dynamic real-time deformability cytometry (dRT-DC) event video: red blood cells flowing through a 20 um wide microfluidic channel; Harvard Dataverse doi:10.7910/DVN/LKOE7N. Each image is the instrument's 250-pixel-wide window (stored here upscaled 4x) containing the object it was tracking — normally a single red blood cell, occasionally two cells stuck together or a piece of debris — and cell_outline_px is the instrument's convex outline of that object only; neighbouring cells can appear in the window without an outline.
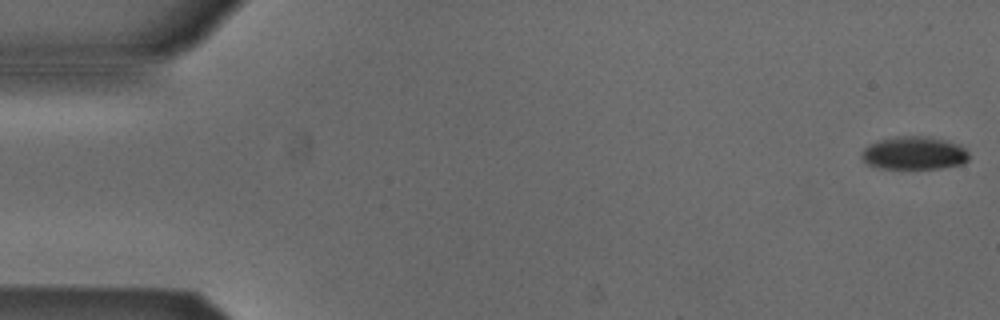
{"species": "Egyptian fruit bat (a non-hibernating species)", "species_latin": "Rousettus aegyptiacus", "temperature_condition": "cold", "stored_images_in_passage": 38, "camera_frame_rate_fps": 3000, "um_per_image_px": 0.085, "animal": {"sex": "male"}, "frame": {"image": 1, "passage_image": 1, "time_ms": 0.0, "image_size_px": [1000, 320], "cell_outline_px": [[968, 160], [964, 164], [940, 168], [880, 168], [868, 164], [860, 156], [860, 152], [868, 144], [880, 140], [896, 136], [924, 136], [944, 140], [960, 144], [968, 152]], "centroid_in_image_um": [77.69, 13.01], "position_along_channel_um": 7.3, "area_um2": 20.69}}
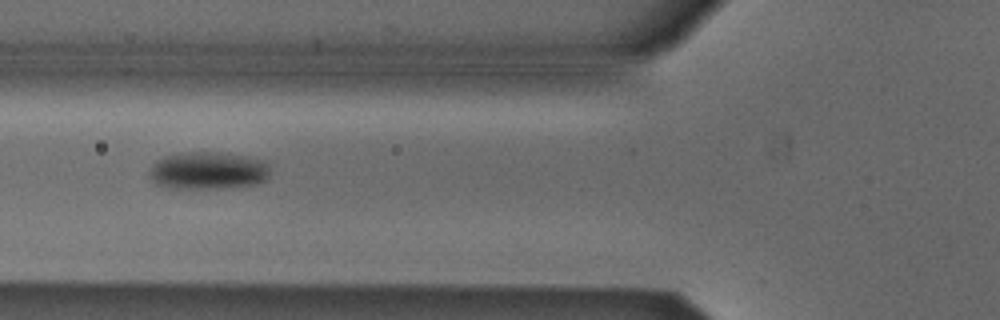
{"frame": {"image": 2, "passage_image": 20, "time_ms": 6.333, "image_size_px": [1000, 320], "cell_outline_px": [[268, 180], [256, 184], [224, 188], [172, 188], [156, 184], [148, 176], [148, 172], [152, 164], [156, 160], [168, 156], [184, 152], [216, 152], [244, 156], [260, 160], [268, 164]], "centroid_in_image_um": [17.65, 14.51], "position_along_channel_um": 108.1, "area_um2": 26.36}}
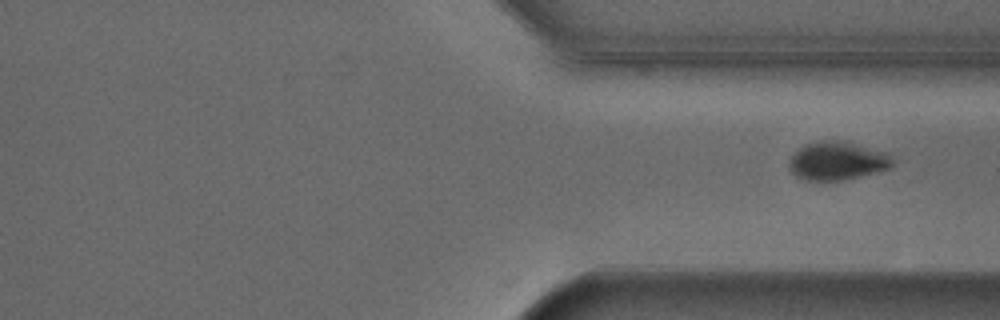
{"frame": {"image": 3, "passage_image": 38, "time_ms": 12.333, "image_size_px": [1000, 320], "cell_outline_px": [[892, 164], [888, 168], [844, 180], [808, 180], [796, 176], [792, 172], [788, 164], [792, 156], [800, 148], [808, 144], [824, 140], [836, 140], [884, 152], [892, 156]], "centroid_in_image_um": [71.13, 13.69], "position_along_channel_um": 340.3, "area_um2": 22.31}}